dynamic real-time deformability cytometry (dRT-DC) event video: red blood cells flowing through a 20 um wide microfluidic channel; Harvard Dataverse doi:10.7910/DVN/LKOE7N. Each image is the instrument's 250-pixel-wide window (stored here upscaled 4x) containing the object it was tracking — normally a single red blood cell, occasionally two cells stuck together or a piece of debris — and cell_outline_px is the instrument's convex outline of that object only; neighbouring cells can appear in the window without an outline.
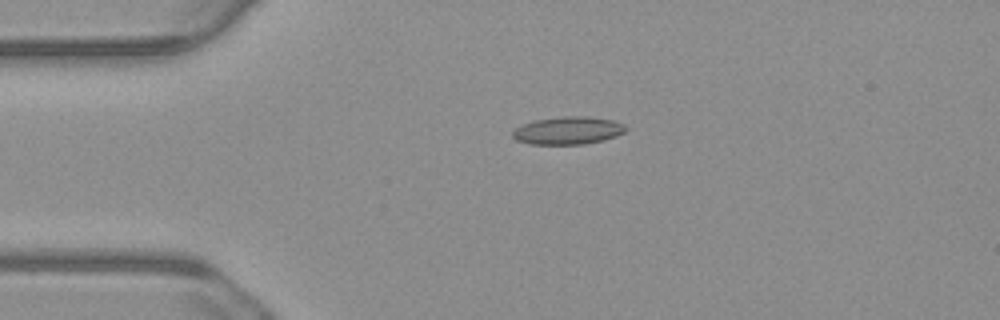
{"species": "common noctule bat (a hibernating species)", "species_latin": "Nyctalus noctula", "temperature_condition": "warm", "stored_images_in_passage": 29, "camera_frame_rate_fps": 3000, "um_per_image_px": 0.085, "animal": {"sex": "male", "body_mass_g": 23.1, "forearm_length_mm": 52.7}, "frame": {"image": 1, "passage_image": 1, "time_ms": 0.0, "image_size_px": [1000, 320], "cell_outline_px": [[628, 128], [624, 132], [616, 136], [604, 140], [584, 144], [528, 144], [516, 140], [512, 136], [512, 132], [516, 128], [524, 124], [536, 120], [564, 116], [588, 116], [612, 120], [624, 124]], "centroid_in_image_um": [48.3, 11.1], "position_along_channel_um": 36.7, "area_um2": 18.26}}
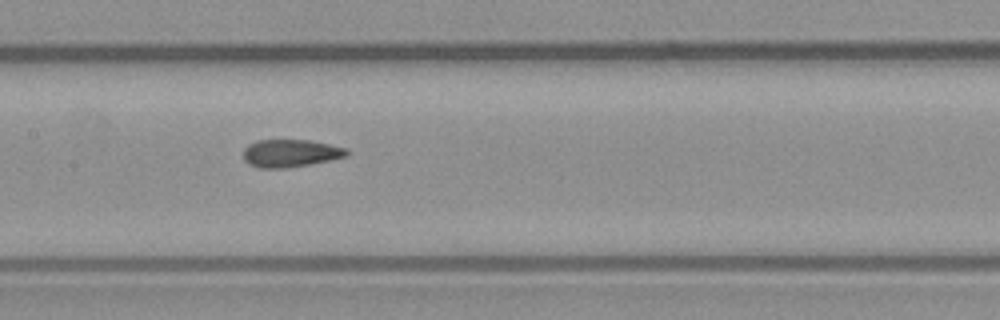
{"frame": {"image": 2, "passage_image": 15, "time_ms": 4.667, "image_size_px": [1000, 320], "cell_outline_px": [[352, 152], [348, 156], [332, 160], [312, 164], [288, 168], [260, 168], [248, 164], [244, 160], [244, 148], [248, 144], [256, 140], [308, 140], [348, 148]], "centroid_in_image_um": [24.73, 13.03], "position_along_channel_um": 182.7, "area_um2": 16.99}}
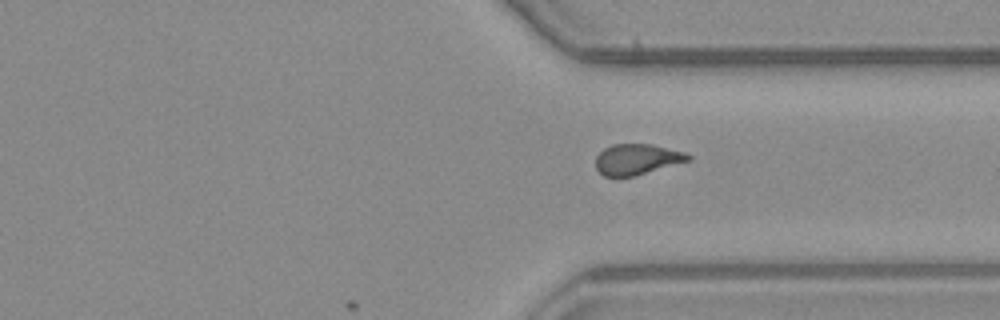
{"frame": {"image": 3, "passage_image": 29, "time_ms": 9.333, "image_size_px": [1000, 320], "cell_outline_px": [[692, 160], [636, 176], [604, 176], [596, 168], [596, 156], [604, 148], [612, 144], [652, 144], [684, 152], [692, 156]], "centroid_in_image_um": [54.17, 13.54], "position_along_channel_um": 357.2, "area_um2": 16.65}}